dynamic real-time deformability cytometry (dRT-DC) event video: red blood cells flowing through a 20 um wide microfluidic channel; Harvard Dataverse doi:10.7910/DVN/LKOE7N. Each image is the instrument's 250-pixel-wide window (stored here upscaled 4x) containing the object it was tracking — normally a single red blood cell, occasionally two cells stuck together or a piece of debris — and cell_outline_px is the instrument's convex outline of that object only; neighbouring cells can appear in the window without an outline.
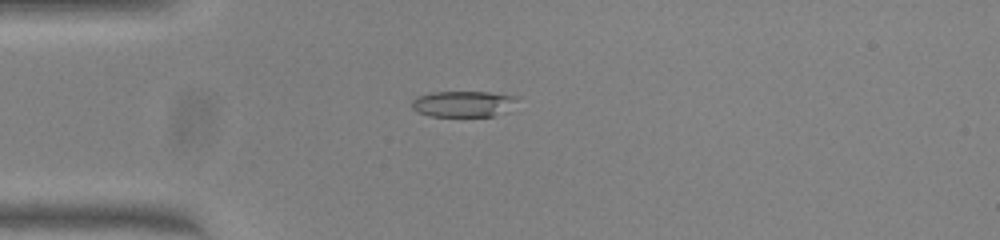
{"species": "common noctule bat (a hibernating species)", "species_latin": "Nyctalus noctula", "temperature_condition": "warm", "stored_images_in_passage": 38, "camera_frame_rate_fps": 3000, "um_per_image_px": 0.085, "animal": {"sex": "female", "body_mass_g": 23.0, "forearm_length_mm": 53.4}, "frame": {"image": 1, "passage_image": 1, "time_ms": 0.0, "image_size_px": [1000, 240], "cell_outline_px": [[516, 96], [492, 116], [432, 116], [420, 112], [412, 108], [412, 100], [416, 96], [432, 92], [488, 92]], "centroid_in_image_um": [39.15, 8.81], "position_along_channel_um": 45.9, "area_um2": 14.97}}
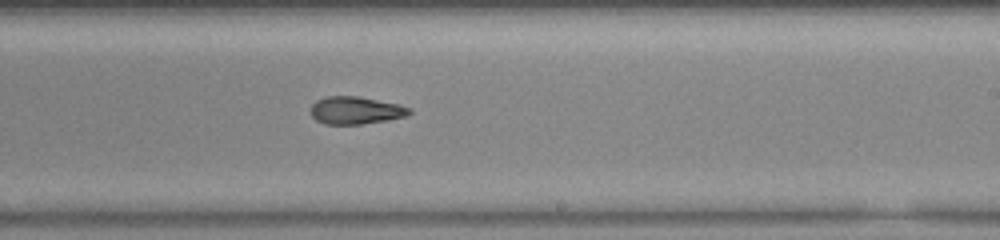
{"frame": {"image": 2, "passage_image": 18, "time_ms": 5.667, "image_size_px": [1000, 240], "cell_outline_px": [[412, 112], [404, 116], [388, 120], [360, 124], [324, 124], [316, 120], [312, 116], [312, 104], [316, 100], [328, 96], [360, 96], [400, 104], [412, 108]], "centroid_in_image_um": [30.26, 9.37], "position_along_channel_um": 258.7, "area_um2": 15.9}}
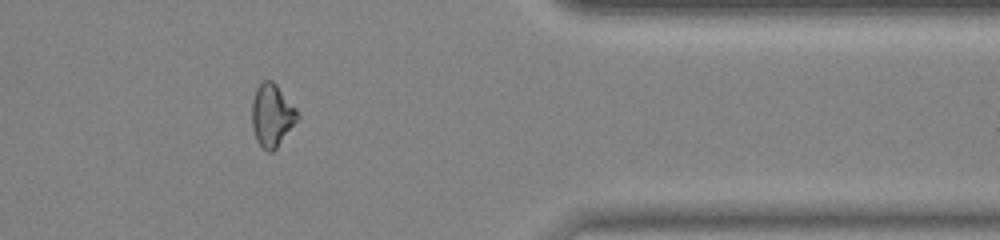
{"frame": {"image": 3, "passage_image": 29, "time_ms": 9.333, "image_size_px": [1000, 240], "cell_outline_px": [[300, 116], [276, 148], [272, 152], [268, 152], [256, 140], [252, 128], [252, 100], [256, 88], [264, 80], [272, 80], [276, 84], [296, 108]], "centroid_in_image_um": [23.1, 9.79], "position_along_channel_um": 388.3, "area_um2": 16.47}, "authors_computed_cell_mechanics": {"area_um2": 16.4152, "velocity_mm_per_s": 4.0759, "shape_relaxation_time_tau1_ms": null, "shape_relaxation_time_tau2_ms": 2.6167, "deformation_change_tau1": null, "deformation_change_tau2": 0.0842}}